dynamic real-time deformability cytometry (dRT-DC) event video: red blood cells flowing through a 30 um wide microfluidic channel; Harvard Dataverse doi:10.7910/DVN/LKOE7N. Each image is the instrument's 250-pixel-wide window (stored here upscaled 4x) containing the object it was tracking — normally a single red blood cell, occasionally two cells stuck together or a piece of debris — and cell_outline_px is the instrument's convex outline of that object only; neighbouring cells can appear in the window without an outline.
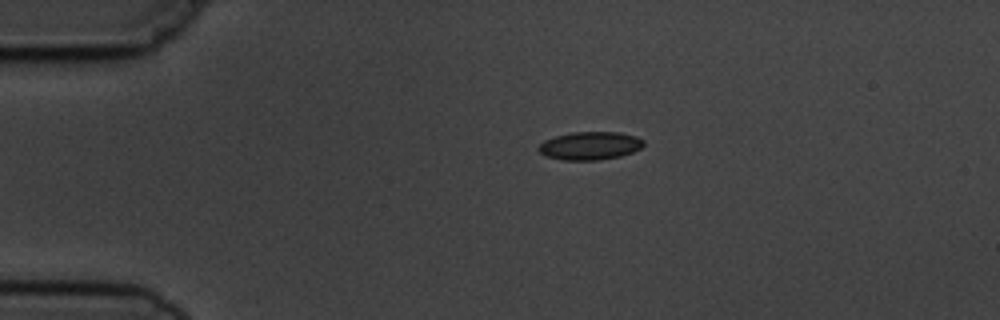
{"species": "common noctule bat (a hibernating species)", "species_latin": "Nyctalus noctula", "temperature_condition": "cold", "stored_images_in_passage": 4, "camera_frame_rate_fps": 3000, "um_per_image_px": 0.085, "animal": {"sex": "male", "body_mass_g": 19.5, "forearm_length_mm": 54.6}, "frame": {"image": 1, "passage_image": 4, "time_ms": 4.667, "image_size_px": [1000, 320], "cell_outline_px": [[644, 144], [640, 148], [632, 152], [620, 156], [596, 160], [564, 160], [548, 156], [540, 152], [536, 148], [544, 140], [556, 136], [572, 132], [620, 132], [636, 136], [644, 140]], "centroid_in_image_um": [50.15, 12.38], "position_along_channel_um": 34.8, "area_um2": 17.11}}